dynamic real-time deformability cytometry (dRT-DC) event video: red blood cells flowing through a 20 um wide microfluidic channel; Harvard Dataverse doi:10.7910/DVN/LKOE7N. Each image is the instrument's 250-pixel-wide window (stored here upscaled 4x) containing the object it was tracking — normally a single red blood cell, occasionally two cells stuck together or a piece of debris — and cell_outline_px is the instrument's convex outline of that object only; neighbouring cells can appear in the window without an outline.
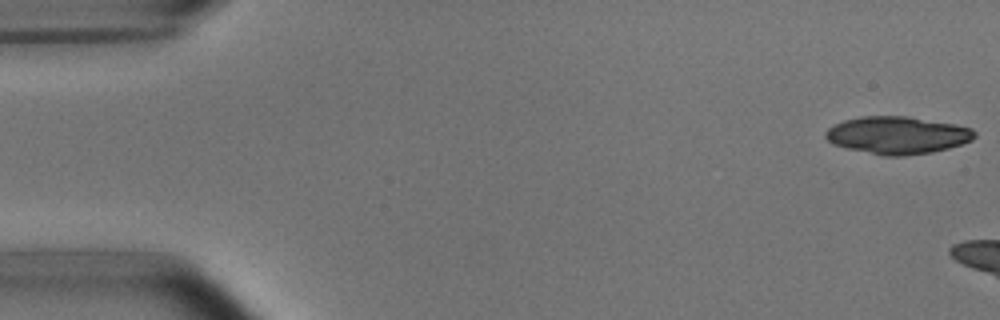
{"species": "common noctule bat (a hibernating species)", "species_latin": "Nyctalus noctula", "temperature_condition": "room temperature", "stored_images_in_passage": 36, "camera_frame_rate_fps": 3000, "um_per_image_px": 0.085, "animal": {"sex": "male", "body_mass_g": 15.6}, "frame": {"image": 1, "passage_image": 1, "time_ms": 0.0, "image_size_px": [1000, 320], "cell_outline_px": [[976, 136], [972, 140], [948, 148], [932, 152], [904, 156], [888, 156], [848, 148], [832, 144], [824, 136], [824, 132], [828, 128], [844, 120], [860, 116], [908, 116], [956, 124], [972, 128], [976, 132]], "centroid_in_image_um": [76.29, 11.48], "position_along_channel_um": 8.7, "area_um2": 32.48}}
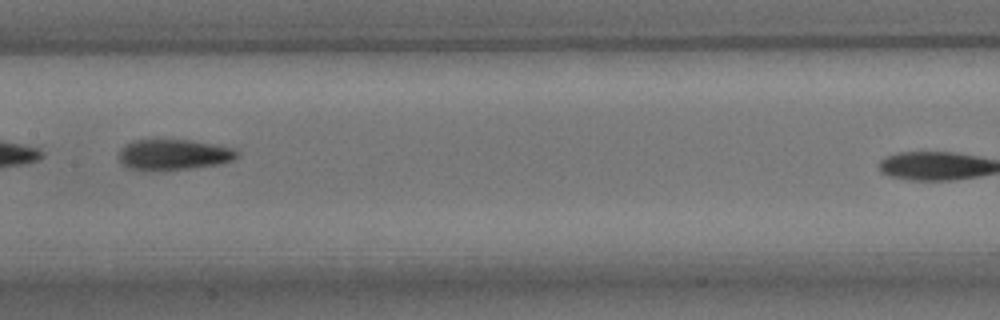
{"frame": {"image": 2, "passage_image": 26, "time_ms": 8.333, "image_size_px": [1000, 320], "cell_outline_px": [[240, 156], [232, 160], [220, 164], [164, 172], [144, 172], [128, 168], [120, 160], [120, 152], [128, 144], [136, 140], [188, 140], [216, 144], [236, 148], [240, 152]], "centroid_in_image_um": [14.83, 13.18], "position_along_channel_um": 192.6, "area_um2": 21.62}}
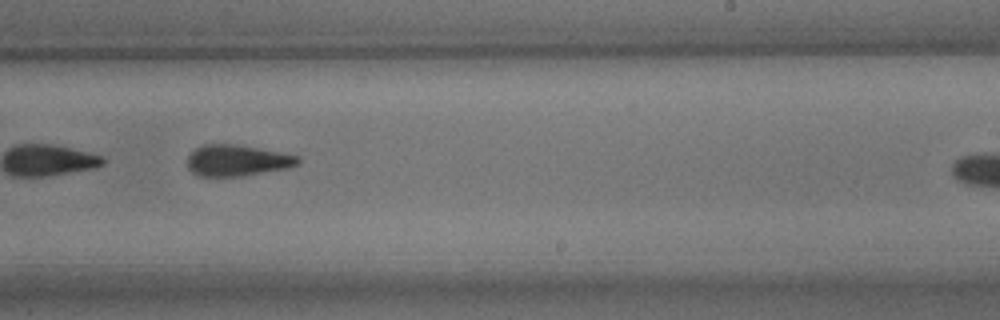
{"frame": {"image": 3, "passage_image": 32, "time_ms": 10.333, "image_size_px": [1000, 320], "cell_outline_px": [[300, 164], [288, 168], [240, 176], [200, 176], [192, 172], [188, 168], [188, 156], [196, 148], [204, 144], [236, 144], [280, 152], [300, 156]], "centroid_in_image_um": [20.18, 13.63], "position_along_channel_um": 268.8, "area_um2": 20.06}}